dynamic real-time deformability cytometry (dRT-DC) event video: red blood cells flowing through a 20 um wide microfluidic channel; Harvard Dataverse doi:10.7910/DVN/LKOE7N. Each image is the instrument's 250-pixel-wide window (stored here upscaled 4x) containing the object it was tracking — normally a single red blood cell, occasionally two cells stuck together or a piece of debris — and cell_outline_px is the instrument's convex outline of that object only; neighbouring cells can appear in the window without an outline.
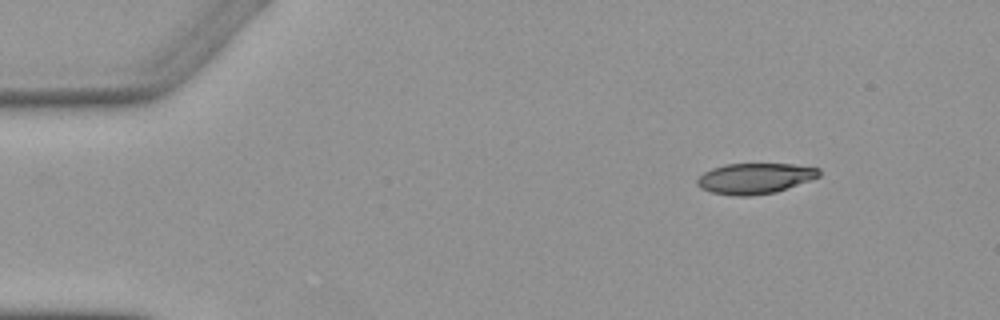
{"species": "Egyptian fruit bat (a non-hibernating species)", "species_latin": "Rousettus aegyptiacus", "temperature_condition": "warm", "stored_images_in_passage": 3, "camera_frame_rate_fps": 3000, "um_per_image_px": 0.085, "animal": {"sex": "female"}, "frame": {"image": 1, "passage_image": 1, "time_ms": 0.0, "image_size_px": [1000, 320], "cell_outline_px": [[820, 176], [776, 192], [752, 196], [736, 196], [712, 192], [700, 188], [696, 184], [696, 180], [704, 172], [712, 168], [724, 164], [792, 164], [820, 168]], "centroid_in_image_um": [64.15, 15.16], "position_along_channel_um": 20.9, "area_um2": 21.73}}